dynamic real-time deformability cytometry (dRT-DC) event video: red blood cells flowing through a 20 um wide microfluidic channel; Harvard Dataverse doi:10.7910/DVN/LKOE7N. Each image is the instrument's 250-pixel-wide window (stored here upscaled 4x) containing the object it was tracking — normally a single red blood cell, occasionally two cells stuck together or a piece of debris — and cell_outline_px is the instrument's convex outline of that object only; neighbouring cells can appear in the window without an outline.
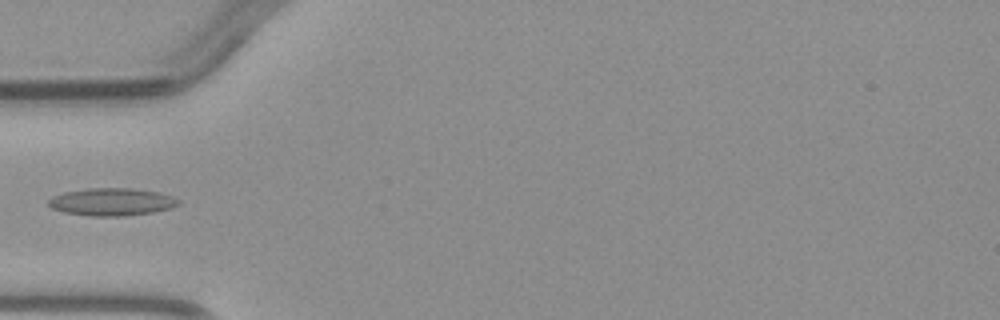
{"species": "common noctule bat (a hibernating species)", "species_latin": "Nyctalus noctula", "temperature_condition": "warm", "stored_images_in_passage": 4, "camera_frame_rate_fps": 3000, "um_per_image_px": 0.085, "animal": {"sex": "male", "body_mass_g": 23.1, "forearm_length_mm": 52.7}, "frame": {"image": 1, "passage_image": 4, "time_ms": 4.333, "image_size_px": [1000, 320], "cell_outline_px": [[180, 204], [172, 208], [152, 212], [124, 216], [88, 216], [64, 212], [52, 208], [48, 204], [48, 200], [52, 196], [64, 192], [88, 188], [132, 188], [160, 192], [172, 196], [180, 200]], "centroid_in_image_um": [9.52, 17.15], "position_along_channel_um": 75.5, "area_um2": 21.04}}